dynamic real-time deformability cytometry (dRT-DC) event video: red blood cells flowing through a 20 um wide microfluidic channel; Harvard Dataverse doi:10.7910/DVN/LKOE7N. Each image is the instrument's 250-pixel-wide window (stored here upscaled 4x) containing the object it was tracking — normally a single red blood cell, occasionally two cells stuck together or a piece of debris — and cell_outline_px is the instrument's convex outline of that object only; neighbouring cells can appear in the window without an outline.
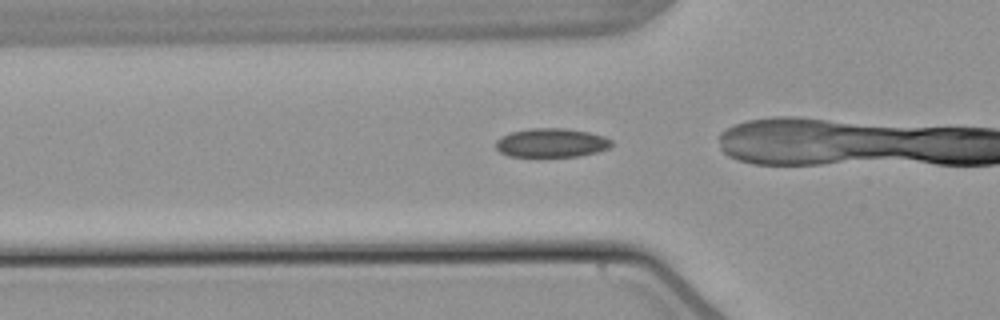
{"species": "common noctule bat (a hibernating species)", "species_latin": "Nyctalus noctula", "temperature_condition": "warm", "stored_images_in_passage": 33, "camera_frame_rate_fps": 3000, "um_per_image_px": 0.085, "animal": {"sex": "male", "body_mass_g": 21.5, "forearm_length_mm": 52.0}, "frame": {"image": 1, "passage_image": 10, "time_ms": 3.0, "image_size_px": [1000, 320], "cell_outline_px": [[612, 144], [608, 148], [596, 152], [576, 156], [508, 156], [500, 152], [496, 148], [496, 140], [500, 136], [512, 132], [532, 128], [564, 128], [588, 132], [604, 136], [612, 140]], "centroid_in_image_um": [46.85, 12.13], "position_along_channel_um": 78.9, "area_um2": 19.36}}